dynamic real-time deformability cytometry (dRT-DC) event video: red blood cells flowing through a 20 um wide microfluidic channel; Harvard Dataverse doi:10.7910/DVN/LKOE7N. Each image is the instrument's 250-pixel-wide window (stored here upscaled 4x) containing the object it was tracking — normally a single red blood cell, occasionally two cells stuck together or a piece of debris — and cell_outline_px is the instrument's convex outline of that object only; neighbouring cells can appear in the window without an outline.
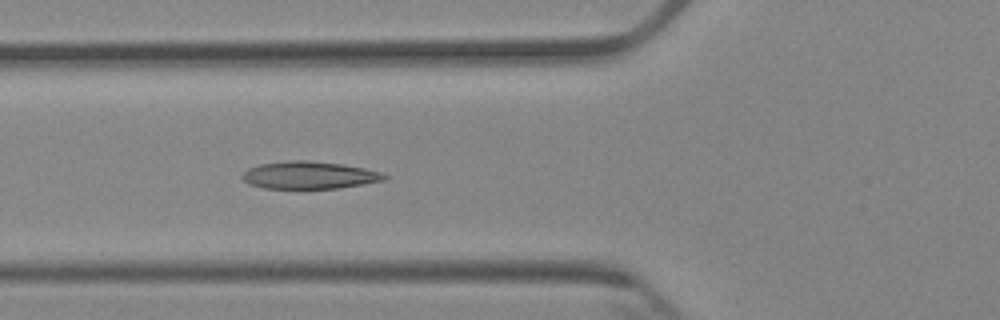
{"species": "Egyptian fruit bat (a non-hibernating species)", "species_latin": "Rousettus aegyptiacus", "temperature_condition": "cold", "stored_images_in_passage": 5, "camera_frame_rate_fps": 3000, "um_per_image_px": 0.085, "animal": {"sex": "female"}, "frame": {"image": 1, "passage_image": 5, "time_ms": 5.667, "image_size_px": [1000, 320], "cell_outline_px": [[388, 180], [340, 188], [304, 192], [264, 188], [248, 184], [240, 176], [248, 168], [260, 164], [288, 160], [308, 160], [344, 164], [364, 168], [380, 172], [388, 176]], "centroid_in_image_um": [26.27, 14.94], "position_along_channel_um": 99.5, "area_um2": 23.99}}